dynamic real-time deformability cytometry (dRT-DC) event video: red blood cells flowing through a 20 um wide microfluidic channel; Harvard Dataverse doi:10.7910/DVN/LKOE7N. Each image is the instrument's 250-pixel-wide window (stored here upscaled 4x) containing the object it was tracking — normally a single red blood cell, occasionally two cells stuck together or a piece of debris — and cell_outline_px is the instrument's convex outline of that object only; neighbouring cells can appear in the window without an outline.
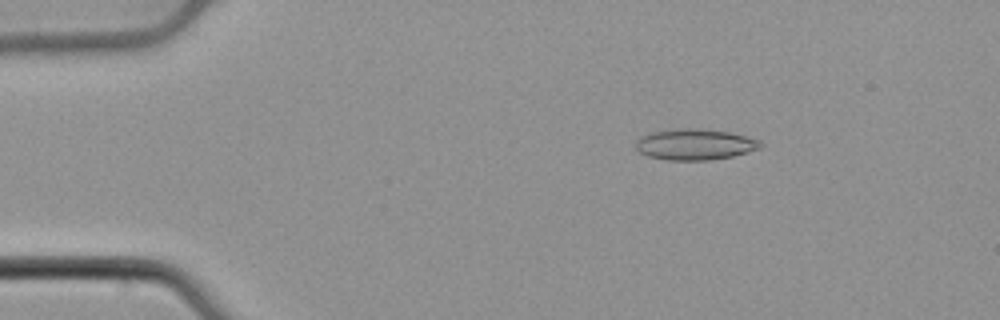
{"species": "common noctule bat (a hibernating species)", "species_latin": "Nyctalus noctula", "temperature_condition": "cold", "stored_images_in_passage": 54, "camera_frame_rate_fps": 3000, "um_per_image_px": 0.085, "animal": {"sex": "male", "body_mass_g": 21.5, "forearm_length_mm": 52.0}, "frame": {"image": 1, "passage_image": 9, "time_ms": 2.667, "image_size_px": [1000, 320], "cell_outline_px": [[764, 144], [760, 148], [748, 152], [732, 156], [712, 160], [668, 160], [648, 156], [640, 152], [636, 148], [636, 140], [640, 136], [652, 132], [680, 128], [700, 128], [728, 132], [760, 140]], "centroid_in_image_um": [59.07, 12.27], "position_along_channel_um": 25.9, "area_um2": 22.54}}
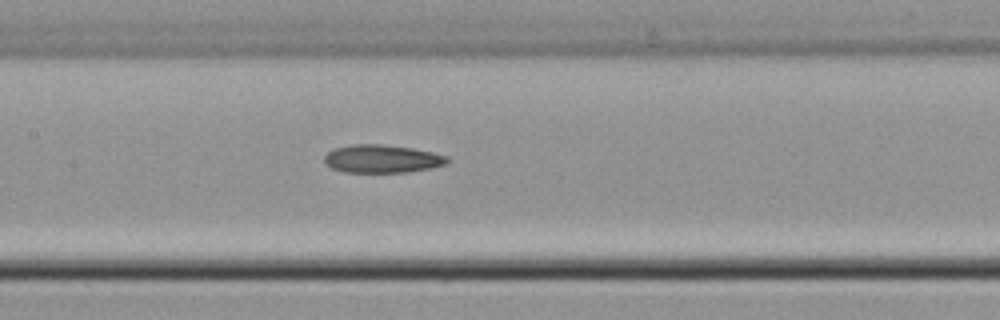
{"frame": {"image": 2, "passage_image": 26, "time_ms": 8.333, "image_size_px": [1000, 320], "cell_outline_px": [[448, 160], [444, 164], [432, 168], [408, 172], [344, 172], [332, 168], [324, 164], [324, 156], [332, 148], [352, 144], [384, 144], [412, 148], [432, 152], [448, 156]], "centroid_in_image_um": [32.43, 13.49], "position_along_channel_um": 175.0, "area_um2": 20.23}}
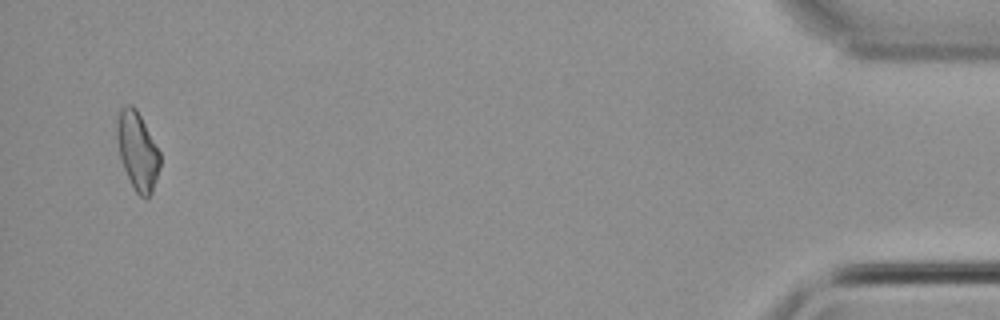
{"frame": {"image": 3, "passage_image": 52, "time_ms": 17.0, "image_size_px": [1000, 320], "cell_outline_px": [[160, 168], [152, 192], [148, 196], [140, 196], [136, 192], [124, 168], [120, 156], [116, 136], [116, 124], [120, 108], [128, 104], [132, 104], [136, 108], [160, 152]], "centroid_in_image_um": [11.68, 12.79], "position_along_channel_um": 423.5, "area_um2": 19.36}, "authors_computed_cell_mechanics": {"area_um2": 20.4034, "velocity_mm_per_s": 3.8564, "shape_relaxation_time_tau1_ms": null, "shape_relaxation_time_tau2_ms": 6.409, "deformation_change_tau1": null, "deformation_change_tau2": 0.1536}}